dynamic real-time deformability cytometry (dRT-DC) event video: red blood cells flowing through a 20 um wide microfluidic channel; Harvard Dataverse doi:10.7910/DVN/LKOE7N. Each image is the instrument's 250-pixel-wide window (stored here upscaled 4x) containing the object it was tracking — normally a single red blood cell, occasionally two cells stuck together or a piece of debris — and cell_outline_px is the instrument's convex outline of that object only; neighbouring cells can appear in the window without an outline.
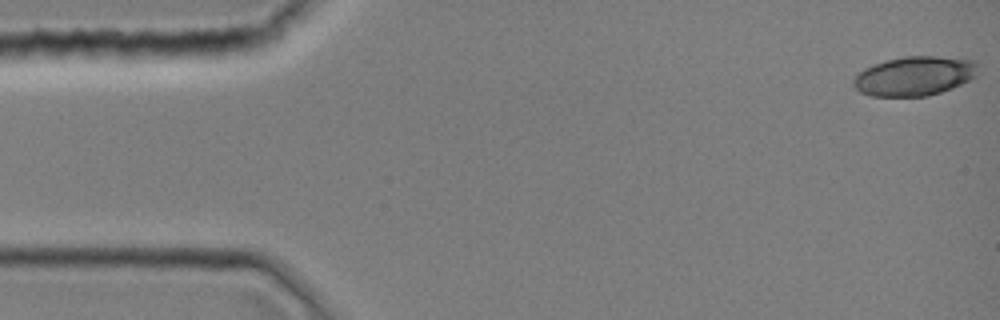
{"species": "common noctule bat (a hibernating species)", "species_latin": "Nyctalus noctula", "temperature_condition": "room temperature", "stored_images_in_passage": 43, "camera_frame_rate_fps": 3000, "um_per_image_px": 0.085, "animal": {"sex": "female", "body_mass_g": 19.0, "forearm_length_mm": 51.5}, "frame": {"image": 1, "passage_image": 1, "time_ms": 0.0, "image_size_px": [1000, 320], "cell_outline_px": [[980, 72], [976, 76], [952, 88], [928, 96], [872, 96], [860, 92], [852, 84], [852, 80], [856, 72], [864, 68], [888, 60], [904, 56], [936, 56], [976, 60]], "centroid_in_image_um": [77.73, 6.46], "position_along_channel_um": 7.3, "area_um2": 28.73}}
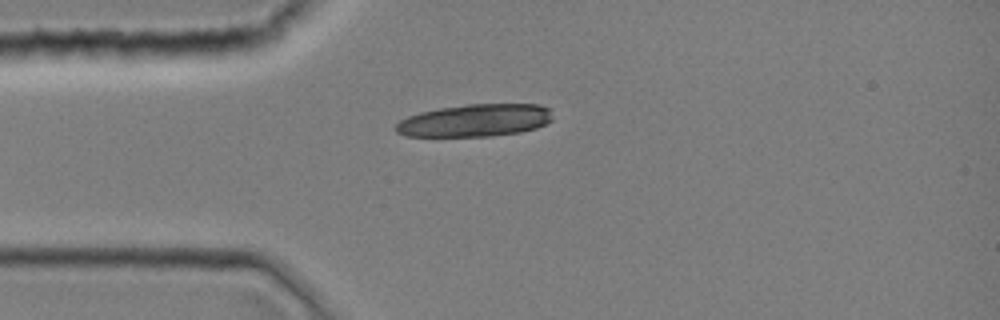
{"frame": {"image": 2, "passage_image": 11, "time_ms": 3.333, "image_size_px": [1000, 320], "cell_outline_px": [[552, 120], [536, 128], [520, 132], [492, 136], [404, 136], [396, 132], [396, 124], [400, 120], [408, 116], [420, 112], [440, 108], [468, 104], [540, 104], [548, 108]], "centroid_in_image_um": [40.36, 10.23], "position_along_channel_um": 44.6, "area_um2": 29.59}}